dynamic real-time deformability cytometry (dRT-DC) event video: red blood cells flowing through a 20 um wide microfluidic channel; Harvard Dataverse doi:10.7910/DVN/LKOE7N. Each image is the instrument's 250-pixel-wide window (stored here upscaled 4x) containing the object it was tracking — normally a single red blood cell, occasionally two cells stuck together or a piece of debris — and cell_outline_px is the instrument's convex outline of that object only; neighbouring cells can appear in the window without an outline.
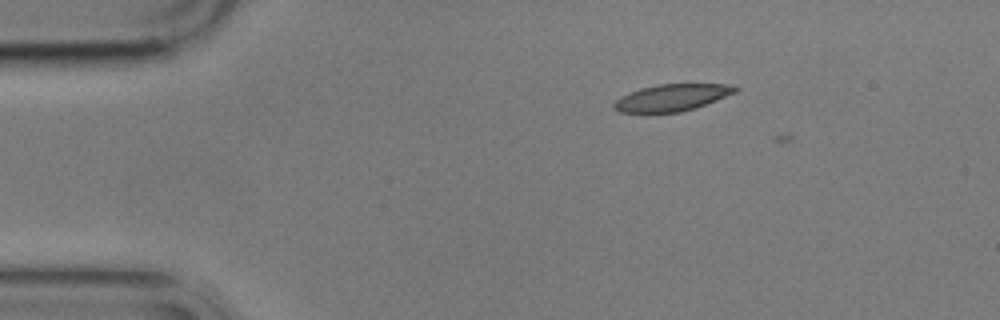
{"species": "common noctule bat (a hibernating species)", "species_latin": "Nyctalus noctula", "temperature_condition": "cold", "stored_images_in_passage": 5, "camera_frame_rate_fps": 3000, "um_per_image_px": 0.085, "animal": {"sex": "male", "body_mass_g": 17.9}, "frame": {"image": 1, "passage_image": 3, "time_ms": 2.333, "image_size_px": [1000, 320], "cell_outline_px": [[740, 88], [736, 92], [696, 108], [680, 112], [620, 112], [612, 108], [612, 104], [620, 96], [640, 88], [660, 84], [728, 84]], "centroid_in_image_um": [57.1, 8.29], "position_along_channel_um": 27.9, "area_um2": 18.9}}